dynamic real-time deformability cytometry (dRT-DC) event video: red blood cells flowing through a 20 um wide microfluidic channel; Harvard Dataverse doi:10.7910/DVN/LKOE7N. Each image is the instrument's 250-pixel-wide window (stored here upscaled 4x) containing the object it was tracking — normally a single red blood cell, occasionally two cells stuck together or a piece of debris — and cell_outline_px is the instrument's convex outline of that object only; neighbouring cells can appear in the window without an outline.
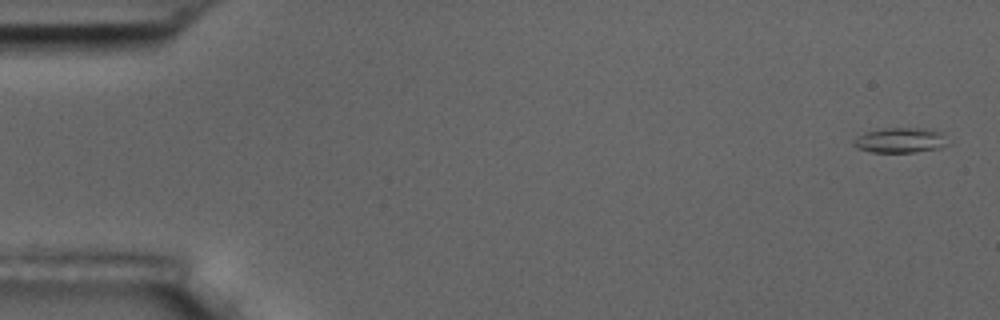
{"species": "common noctule bat (a hibernating species)", "species_latin": "Nyctalus noctula", "temperature_condition": "room temperature", "stored_images_in_passage": 7, "camera_frame_rate_fps": 3000, "um_per_image_px": 0.085, "animal": {"sex": "male", "body_mass_g": 17.5, "forearm_length_mm": 52.3}, "frame": {"image": 1, "passage_image": 1, "time_ms": 0.0, "image_size_px": [1000, 320], "cell_outline_px": [[952, 144], [940, 148], [912, 152], [872, 152], [856, 148], [852, 144], [852, 140], [856, 136], [864, 132], [884, 128], [924, 128], [944, 132], [952, 140]], "centroid_in_image_um": [76.6, 11.91], "position_along_channel_um": 8.4, "area_um2": 14.33}}
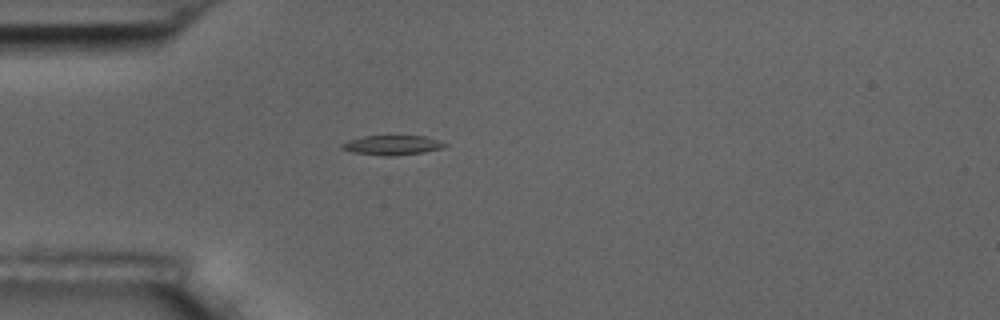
{"frame": {"image": 2, "passage_image": 5, "time_ms": 4.667, "image_size_px": [1000, 320], "cell_outline_px": [[448, 144], [444, 148], [424, 152], [396, 156], [384, 156], [352, 152], [340, 148], [340, 144], [348, 140], [364, 136], [392, 132], [424, 136]], "centroid_in_image_um": [33.32, 12.28], "position_along_channel_um": 51.7, "area_um2": 12.66}}